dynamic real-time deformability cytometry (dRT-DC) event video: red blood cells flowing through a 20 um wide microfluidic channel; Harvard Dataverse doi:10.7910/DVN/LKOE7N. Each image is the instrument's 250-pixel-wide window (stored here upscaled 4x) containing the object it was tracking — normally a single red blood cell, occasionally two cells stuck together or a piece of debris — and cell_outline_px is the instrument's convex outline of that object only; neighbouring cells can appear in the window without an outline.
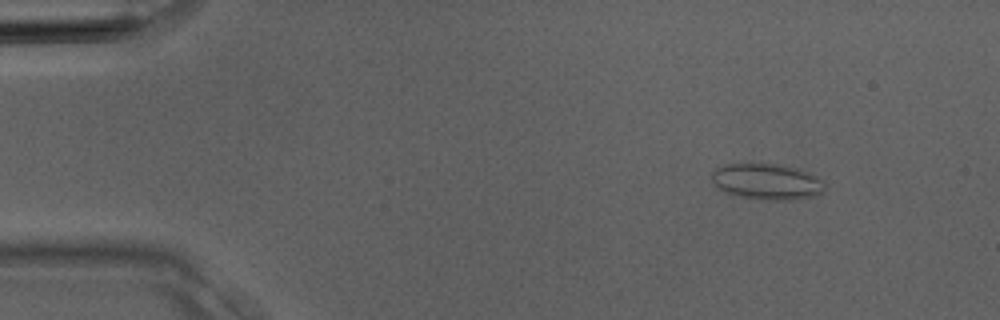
{"species": "Egyptian fruit bat (a non-hibernating species)", "species_latin": "Rousettus aegyptiacus", "temperature_condition": "room temperature", "stored_images_in_passage": 5, "camera_frame_rate_fps": 3000, "um_per_image_px": 0.085, "animal": {"sex": "male"}, "frame": {"image": 1, "passage_image": 2, "time_ms": 0.333, "image_size_px": [1000, 320], "cell_outline_px": [[824, 192], [816, 196], [792, 200], [780, 200], [744, 196], [728, 192], [712, 184], [712, 172], [716, 168], [724, 164], [776, 164], [800, 168], [824, 180]], "centroid_in_image_um": [65.25, 15.42], "position_along_channel_um": 19.8, "area_um2": 23.47}}